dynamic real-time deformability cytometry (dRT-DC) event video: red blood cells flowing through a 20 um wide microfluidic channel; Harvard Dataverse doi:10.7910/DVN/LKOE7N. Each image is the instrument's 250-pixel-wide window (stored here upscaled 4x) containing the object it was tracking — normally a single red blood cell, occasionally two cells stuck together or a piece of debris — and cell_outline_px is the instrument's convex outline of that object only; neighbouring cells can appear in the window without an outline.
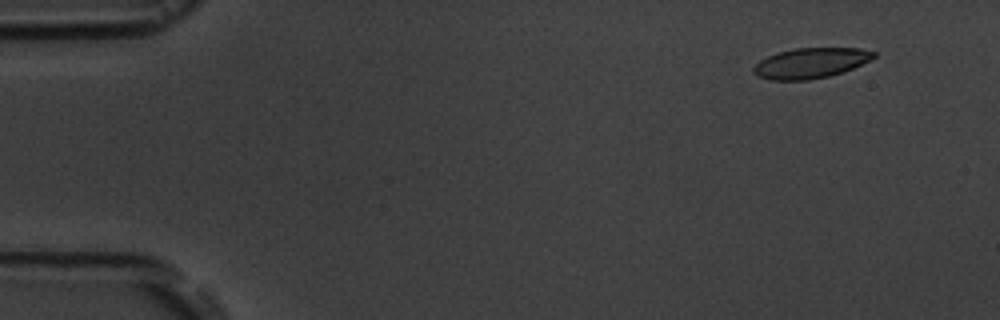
{"species": "common noctule bat (a hibernating species)", "species_latin": "Nyctalus noctula", "temperature_condition": "room temperature", "stored_images_in_passage": 4, "camera_frame_rate_fps": 3000, "um_per_image_px": 0.085, "animal": {"sex": "male", "body_mass_g": 19.5, "forearm_length_mm": 54.6}, "frame": {"image": 1, "passage_image": 2, "time_ms": 1.0, "image_size_px": [1000, 320], "cell_outline_px": [[876, 56], [844, 72], [828, 76], [808, 80], [772, 80], [756, 76], [752, 72], [752, 68], [760, 60], [768, 56], [792, 48], [860, 48], [876, 52]], "centroid_in_image_um": [68.87, 5.36], "position_along_channel_um": 16.1, "area_um2": 21.15}}